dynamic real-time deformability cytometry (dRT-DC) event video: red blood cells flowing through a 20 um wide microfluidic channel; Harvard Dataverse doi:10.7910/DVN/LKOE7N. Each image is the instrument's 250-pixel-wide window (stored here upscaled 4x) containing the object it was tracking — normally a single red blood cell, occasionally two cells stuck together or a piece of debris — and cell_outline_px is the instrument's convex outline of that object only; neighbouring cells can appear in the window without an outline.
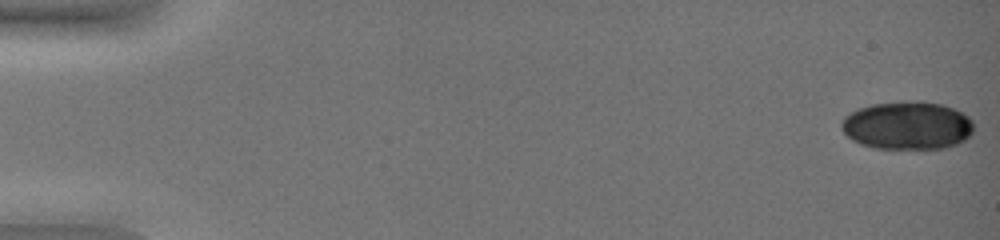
{"species": "common noctule bat (a hibernating species)", "species_latin": "Nyctalus noctula", "temperature_condition": "warm", "stored_images_in_passage": 9, "camera_frame_rate_fps": 3000, "um_per_image_px": 0.085, "animal": {"sex": "female", "body_mass_g": 19.0, "forearm_length_mm": 51.5}, "frame": {"image": 1, "passage_image": 1, "time_ms": 0.0, "image_size_px": [1000, 240], "cell_outline_px": [[972, 132], [964, 140], [956, 144], [944, 148], [876, 148], [860, 144], [852, 140], [840, 128], [840, 124], [844, 116], [860, 108], [872, 104], [900, 100], [920, 100], [940, 104], [952, 108], [968, 116], [972, 120]], "centroid_in_image_um": [77.09, 10.65], "position_along_channel_um": 7.9, "area_um2": 37.17}}